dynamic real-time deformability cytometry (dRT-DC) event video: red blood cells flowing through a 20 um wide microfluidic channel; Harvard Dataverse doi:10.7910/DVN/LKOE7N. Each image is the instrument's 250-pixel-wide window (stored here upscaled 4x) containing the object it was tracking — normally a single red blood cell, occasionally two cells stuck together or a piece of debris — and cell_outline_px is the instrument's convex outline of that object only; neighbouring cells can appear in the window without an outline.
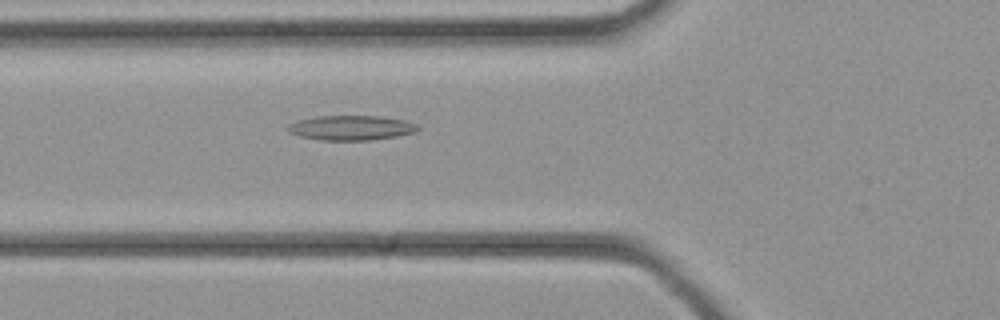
{"species": "common noctule bat (a hibernating species)", "species_latin": "Nyctalus noctula", "temperature_condition": "cold", "stored_images_in_passage": 29, "camera_frame_rate_fps": 3000, "um_per_image_px": 0.085, "animal": {"sex": "female", "body_mass_g": 21.9}, "frame": {"image": 1, "passage_image": 7, "time_ms": 2.0, "image_size_px": [1000, 320], "cell_outline_px": [[420, 128], [416, 132], [396, 136], [368, 140], [320, 140], [300, 136], [288, 132], [288, 124], [296, 120], [316, 116], [380, 116], [404, 120], [416, 124]], "centroid_in_image_um": [29.82, 10.86], "position_along_channel_um": 96.0, "area_um2": 18.73}}
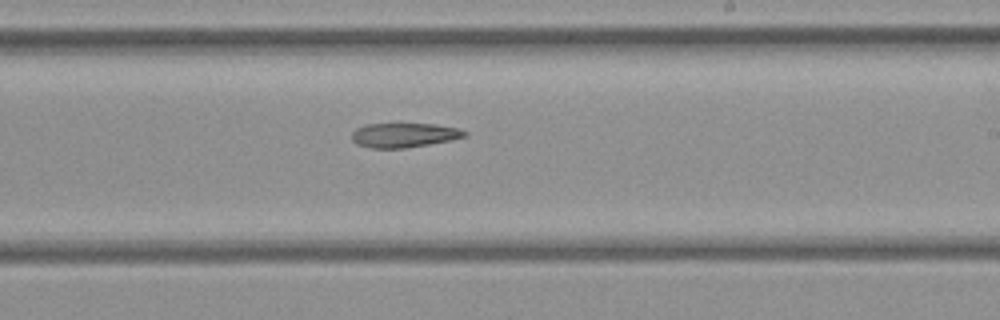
{"frame": {"image": 2, "passage_image": 15, "time_ms": 4.667, "image_size_px": [1000, 320], "cell_outline_px": [[468, 136], [452, 140], [404, 148], [372, 148], [356, 144], [352, 140], [352, 132], [356, 128], [368, 124], [396, 120], [436, 124], [460, 128], [468, 132]], "centroid_in_image_um": [34.36, 11.42], "position_along_channel_um": 254.6, "area_um2": 17.11}}
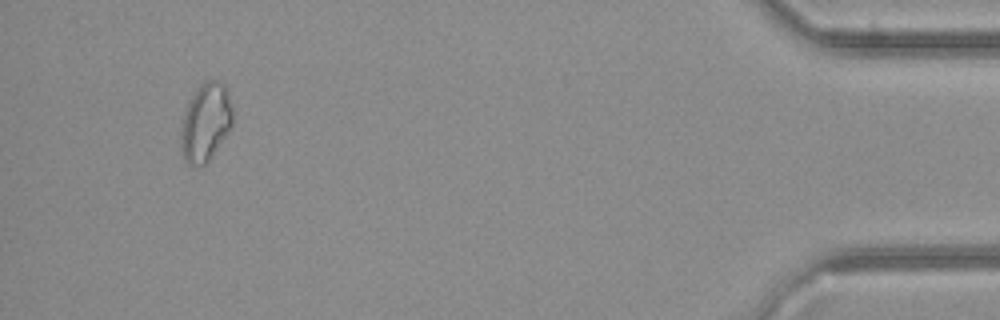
{"frame": {"image": 3, "passage_image": 27, "time_ms": 8.667, "image_size_px": [1000, 320], "cell_outline_px": [[232, 124], [208, 160], [204, 164], [188, 164], [184, 160], [180, 144], [180, 136], [184, 116], [188, 104], [192, 96], [200, 84], [204, 80], [216, 80], [224, 84], [228, 88], [232, 104]], "centroid_in_image_um": [17.48, 10.34], "position_along_channel_um": 417.7, "area_um2": 23.12}}